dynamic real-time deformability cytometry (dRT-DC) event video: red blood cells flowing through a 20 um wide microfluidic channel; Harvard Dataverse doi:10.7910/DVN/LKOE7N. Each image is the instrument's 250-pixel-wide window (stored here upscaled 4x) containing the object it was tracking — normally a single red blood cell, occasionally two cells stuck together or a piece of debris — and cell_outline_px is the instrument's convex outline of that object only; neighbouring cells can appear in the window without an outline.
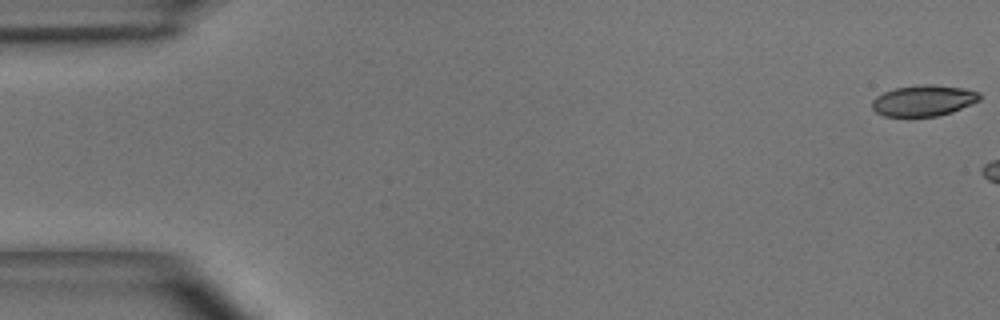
{"species": "common noctule bat (a hibernating species)", "species_latin": "Nyctalus noctula", "temperature_condition": "room temperature", "stored_images_in_passage": 6, "camera_frame_rate_fps": 3000, "um_per_image_px": 0.085, "animal": {"sex": "male", "body_mass_g": 15.6}, "frame": {"image": 1, "passage_image": 1, "time_ms": 0.0, "image_size_px": [1000, 320], "cell_outline_px": [[980, 100], [952, 112], [936, 116], [884, 116], [876, 112], [872, 108], [872, 100], [876, 96], [884, 92], [896, 88], [928, 84], [932, 84], [960, 88], [980, 92]], "centroid_in_image_um": [78.49, 8.55], "position_along_channel_um": 6.5, "area_um2": 19.19}}